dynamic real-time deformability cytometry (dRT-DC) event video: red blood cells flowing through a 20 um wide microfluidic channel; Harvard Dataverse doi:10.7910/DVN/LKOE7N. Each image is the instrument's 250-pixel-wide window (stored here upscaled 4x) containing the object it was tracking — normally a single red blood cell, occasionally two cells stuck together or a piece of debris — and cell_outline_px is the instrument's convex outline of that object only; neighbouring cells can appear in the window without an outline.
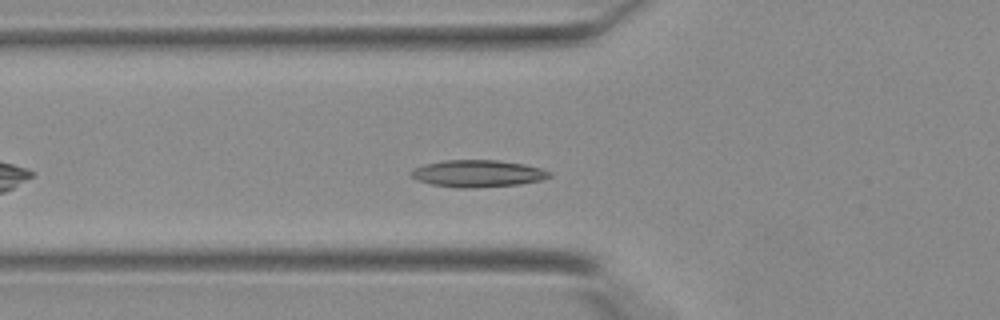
{"species": "Egyptian fruit bat (a non-hibernating species)", "species_latin": "Rousettus aegyptiacus", "temperature_condition": "warm", "stored_images_in_passage": 28, "camera_frame_rate_fps": 3000, "um_per_image_px": 0.085, "animal": {"sex": "female"}, "frame": {"image": 1, "passage_image": 6, "time_ms": 1.667, "image_size_px": [1000, 320], "cell_outline_px": [[552, 176], [540, 180], [520, 184], [472, 188], [456, 188], [432, 184], [416, 180], [408, 172], [424, 164], [444, 160], [496, 160], [524, 164], [540, 168], [552, 172]], "centroid_in_image_um": [40.6, 14.75], "position_along_channel_um": 85.2, "area_um2": 21.79}}
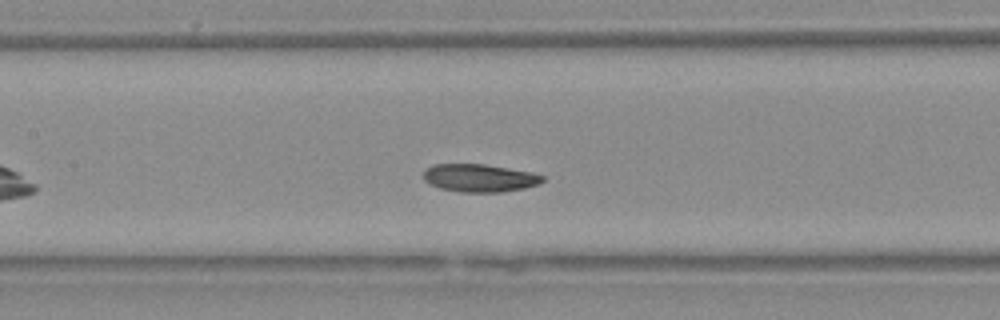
{"frame": {"image": 2, "passage_image": 11, "time_ms": 3.333, "image_size_px": [1000, 320], "cell_outline_px": [[544, 180], [540, 184], [524, 188], [500, 192], [460, 192], [440, 188], [424, 180], [424, 168], [432, 164], [484, 164], [532, 172], [544, 176]], "centroid_in_image_um": [40.76, 15.12], "position_along_channel_um": 166.6, "area_um2": 19.36}}
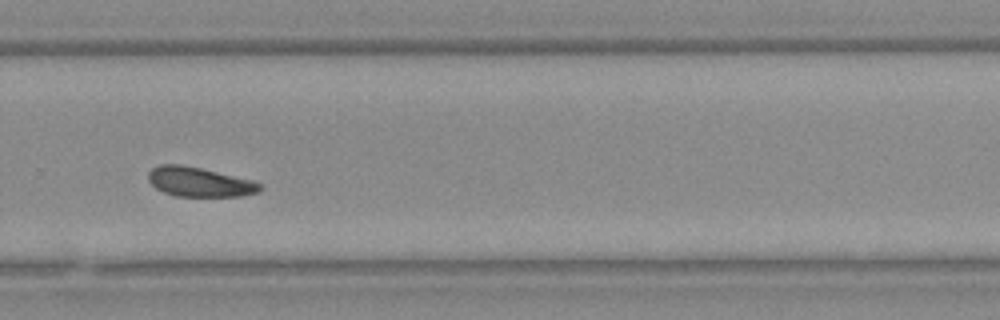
{"frame": {"image": 3, "passage_image": 20, "time_ms": 6.333, "image_size_px": [1000, 320], "cell_outline_px": [[264, 188], [260, 192], [240, 196], [176, 196], [164, 192], [156, 188], [148, 180], [148, 172], [152, 168], [160, 164], [180, 164], [200, 168], [252, 180], [264, 184]], "centroid_in_image_um": [16.98, 15.47], "position_along_channel_um": 312.8, "area_um2": 19.25}}